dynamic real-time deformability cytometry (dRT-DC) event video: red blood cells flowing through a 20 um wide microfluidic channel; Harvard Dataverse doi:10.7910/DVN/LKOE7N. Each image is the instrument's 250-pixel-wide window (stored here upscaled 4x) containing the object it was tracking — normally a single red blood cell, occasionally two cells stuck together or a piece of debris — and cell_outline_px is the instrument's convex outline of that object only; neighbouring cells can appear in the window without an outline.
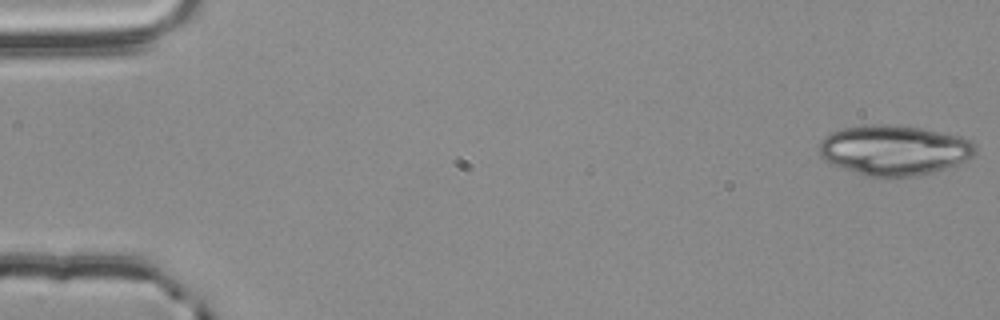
{"species": "common noctule bat (a hibernating species)", "species_latin": "Nyctalus noctula", "temperature_condition": "room temperature", "stored_images_in_passage": 54, "camera_frame_rate_fps": 3000, "um_per_image_px": 0.085, "animal": {"sex": "male", "body_mass_g": 20.4}, "frame": {"image": 1, "passage_image": 1, "time_ms": 0.0, "image_size_px": [1000, 320], "cell_outline_px": [[976, 152], [968, 160], [932, 172], [916, 176], [868, 176], [832, 164], [824, 160], [820, 156], [820, 140], [824, 136], [832, 132], [844, 128], [864, 124], [896, 124], [924, 128], [960, 136], [972, 140], [976, 144]], "centroid_in_image_um": [76.02, 12.73], "position_along_channel_um": 9.0, "area_um2": 45.72}}
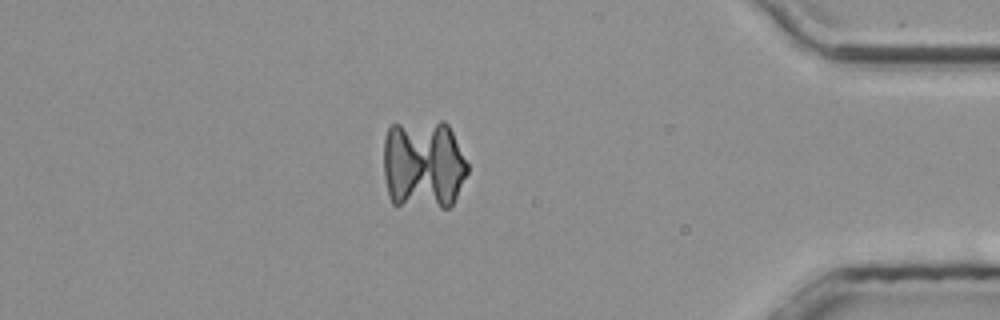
{"frame": {"image": 2, "passage_image": 47, "time_ms": 15.333, "image_size_px": [1000, 320], "cell_outline_px": [[468, 172], [452, 204], [448, 208], [440, 208], [392, 204], [388, 196], [384, 176], [384, 136], [388, 128], [392, 124], [440, 120], [444, 120], [448, 124], [468, 164]], "centroid_in_image_um": [35.97, 13.97], "position_along_channel_um": 399.2, "area_um2": 44.74}}